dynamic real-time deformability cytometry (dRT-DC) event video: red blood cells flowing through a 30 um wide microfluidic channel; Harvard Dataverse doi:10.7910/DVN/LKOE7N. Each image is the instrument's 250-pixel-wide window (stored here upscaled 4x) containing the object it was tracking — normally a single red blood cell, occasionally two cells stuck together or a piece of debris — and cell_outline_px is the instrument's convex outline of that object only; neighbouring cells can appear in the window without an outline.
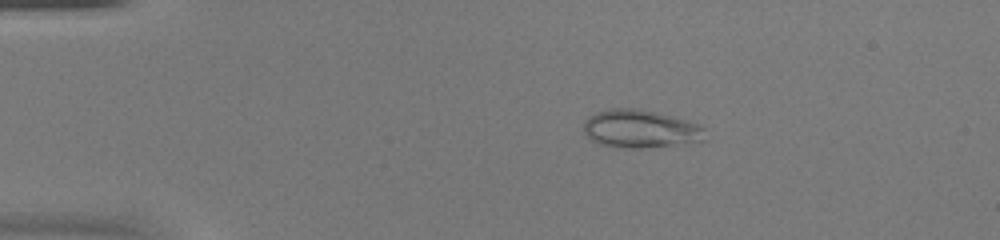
{"species": "common noctule bat (a hibernating species)", "species_latin": "Nyctalus noctula", "temperature_condition": "warm", "stored_images_in_passage": 54, "camera_frame_rate_fps": 3000, "um_per_image_px": 0.085, "animal": {"sex": "female", "body_mass_g": 20.0, "forearm_length_mm": 54.0}, "frame": {"image": 1, "passage_image": 11, "time_ms": 3.333, "image_size_px": [1000, 240], "cell_outline_px": [[704, 140], [640, 148], [612, 148], [600, 144], [592, 140], [584, 132], [584, 120], [588, 116], [596, 112], [608, 108], [640, 108], [672, 116], [700, 124], [704, 128]], "centroid_in_image_um": [54.37, 10.94], "position_along_channel_um": 30.6, "area_um2": 26.93}}
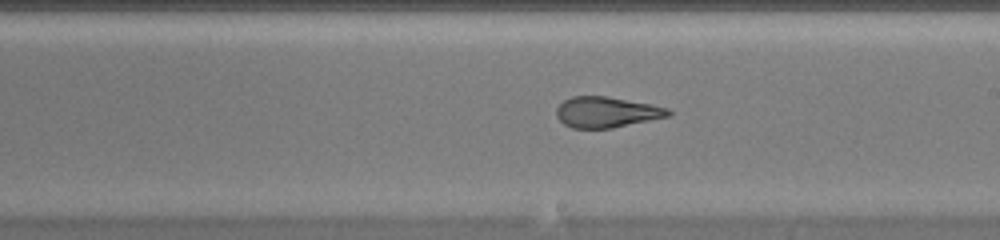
{"frame": {"image": 2, "passage_image": 32, "time_ms": 10.333, "image_size_px": [1000, 240], "cell_outline_px": [[672, 112], [668, 116], [612, 128], [572, 128], [564, 124], [556, 116], [556, 108], [564, 100], [572, 96], [608, 96], [652, 104], [668, 108]], "centroid_in_image_um": [51.54, 9.52], "position_along_channel_um": 237.5, "area_um2": 20.0}}
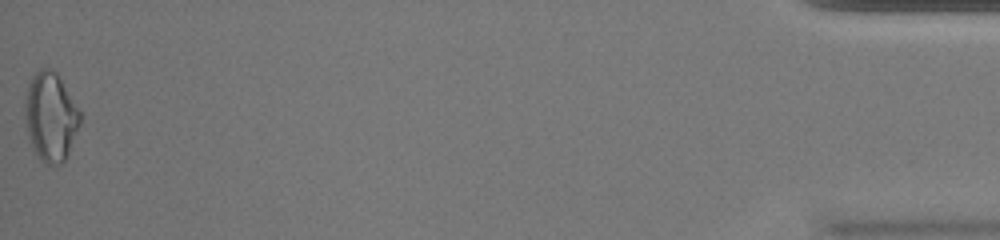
{"frame": {"image": 3, "passage_image": 54, "time_ms": 17.667, "image_size_px": [1000, 240], "cell_outline_px": [[80, 124], [68, 156], [60, 164], [48, 164], [40, 160], [36, 156], [32, 148], [28, 136], [24, 120], [24, 100], [28, 84], [32, 76], [40, 68], [48, 68], [56, 72], [60, 76], [80, 112]], "centroid_in_image_um": [4.28, 9.93], "position_along_channel_um": 430.9, "area_um2": 28.9}, "authors_computed_cell_mechanics": {"area_um2": 24.3916, "velocity_mm_per_s": 3.9033, "shape_relaxation_time_tau1_ms": null, "shape_relaxation_time_tau2_ms": 1.5075, "deformation_change_tau1": null, "deformation_change_tau2": 0.0672}}